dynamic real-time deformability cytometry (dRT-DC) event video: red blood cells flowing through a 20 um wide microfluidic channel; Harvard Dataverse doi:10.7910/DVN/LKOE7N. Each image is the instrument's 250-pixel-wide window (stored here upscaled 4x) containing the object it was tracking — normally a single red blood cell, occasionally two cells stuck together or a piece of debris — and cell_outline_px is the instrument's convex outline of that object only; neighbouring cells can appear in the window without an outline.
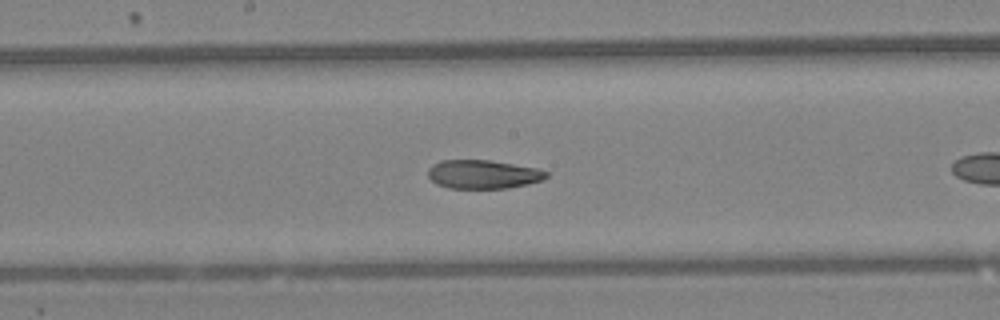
{"species": "Egyptian fruit bat (a non-hibernating species)", "species_latin": "Rousettus aegyptiacus", "temperature_condition": "warm", "stored_images_in_passage": 26, "camera_frame_rate_fps": 3000, "um_per_image_px": 0.085, "animal": {"sex": "female"}, "frame": {"image": 1, "passage_image": 12, "time_ms": 3.667, "image_size_px": [1000, 320], "cell_outline_px": [[548, 176], [544, 180], [528, 184], [508, 188], [448, 188], [436, 184], [428, 176], [428, 168], [432, 164], [440, 160], [488, 160], [536, 168], [548, 172]], "centroid_in_image_um": [41.05, 14.82], "position_along_channel_um": 207.2, "area_um2": 19.83}}
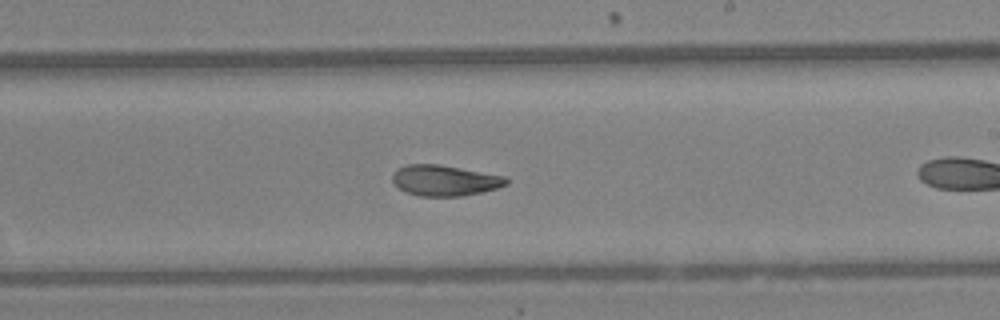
{"frame": {"image": 2, "passage_image": 15, "time_ms": 4.667, "image_size_px": [1000, 320], "cell_outline_px": [[508, 184], [496, 188], [480, 192], [460, 196], [420, 196], [408, 192], [400, 188], [392, 180], [392, 176], [396, 168], [404, 164], [436, 164], [504, 176], [508, 180]], "centroid_in_image_um": [37.76, 15.33], "position_along_channel_um": 251.2, "area_um2": 20.06}, "authors_computed_cell_mechanics": {"area_um2": 20.8947, "velocity_mm_per_s": 4.4206, "shape_relaxation_time_tau1_ms": 7.696, "shape_relaxation_time_tau2_ms": 1.4682, "deformation_change_tau1": 0.181, "deformation_change_tau2": 0.0655}}